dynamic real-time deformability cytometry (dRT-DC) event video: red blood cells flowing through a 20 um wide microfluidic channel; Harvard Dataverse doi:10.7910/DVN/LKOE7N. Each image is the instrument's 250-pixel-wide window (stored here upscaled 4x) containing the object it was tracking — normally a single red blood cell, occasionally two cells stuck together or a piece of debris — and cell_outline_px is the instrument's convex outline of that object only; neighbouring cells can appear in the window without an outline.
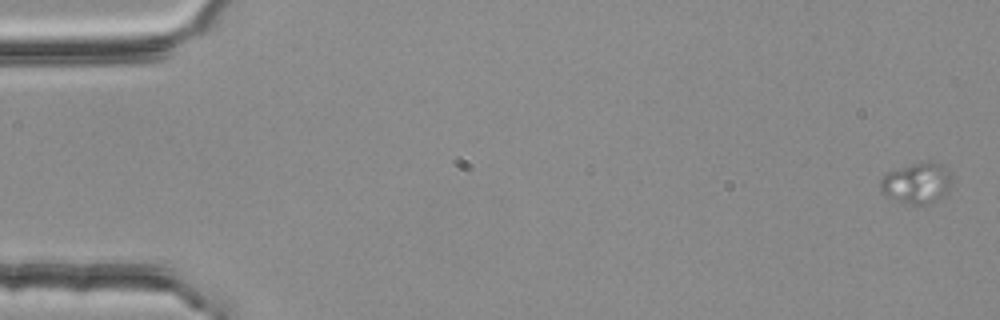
{"species": "common noctule bat (a hibernating species)", "species_latin": "Nyctalus noctula", "temperature_condition": "room temperature", "stored_images_in_passage": 4, "camera_frame_rate_fps": 3000, "um_per_image_px": 0.085, "animal": {"sex": "female", "body_mass_g": 25.1}, "frame": {"image": 1, "passage_image": 1, "time_ms": 0.0, "image_size_px": [1000, 320], "cell_outline_px": [[952, 188], [948, 192], [924, 204], [904, 204], [884, 196], [880, 188], [880, 180], [888, 172], [924, 160], [928, 160], [940, 164], [948, 168], [952, 176]], "centroid_in_image_um": [77.95, 15.54], "position_along_channel_um": 7.1, "area_um2": 17.17}}